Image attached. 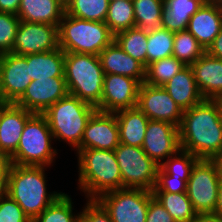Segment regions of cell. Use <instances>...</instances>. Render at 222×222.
I'll return each instance as SVG.
<instances>
[{
  "mask_svg": "<svg viewBox=\"0 0 222 222\" xmlns=\"http://www.w3.org/2000/svg\"><path fill=\"white\" fill-rule=\"evenodd\" d=\"M142 149L159 166L180 149L178 127L170 122L149 120Z\"/></svg>",
  "mask_w": 222,
  "mask_h": 222,
  "instance_id": "2e32d148",
  "label": "cell"
},
{
  "mask_svg": "<svg viewBox=\"0 0 222 222\" xmlns=\"http://www.w3.org/2000/svg\"><path fill=\"white\" fill-rule=\"evenodd\" d=\"M115 115L119 127V142L142 147L149 118L138 107L117 111Z\"/></svg>",
  "mask_w": 222,
  "mask_h": 222,
  "instance_id": "cb8c5ba5",
  "label": "cell"
},
{
  "mask_svg": "<svg viewBox=\"0 0 222 222\" xmlns=\"http://www.w3.org/2000/svg\"><path fill=\"white\" fill-rule=\"evenodd\" d=\"M206 52L215 58L222 60V29L215 37L213 43L207 48Z\"/></svg>",
  "mask_w": 222,
  "mask_h": 222,
  "instance_id": "7bdbcfd3",
  "label": "cell"
},
{
  "mask_svg": "<svg viewBox=\"0 0 222 222\" xmlns=\"http://www.w3.org/2000/svg\"><path fill=\"white\" fill-rule=\"evenodd\" d=\"M212 160L216 163L218 167L219 175L222 179V149L218 152V154Z\"/></svg>",
  "mask_w": 222,
  "mask_h": 222,
  "instance_id": "7dc6e473",
  "label": "cell"
},
{
  "mask_svg": "<svg viewBox=\"0 0 222 222\" xmlns=\"http://www.w3.org/2000/svg\"><path fill=\"white\" fill-rule=\"evenodd\" d=\"M191 222H222V218L214 214H197Z\"/></svg>",
  "mask_w": 222,
  "mask_h": 222,
  "instance_id": "f6af8a7d",
  "label": "cell"
},
{
  "mask_svg": "<svg viewBox=\"0 0 222 222\" xmlns=\"http://www.w3.org/2000/svg\"><path fill=\"white\" fill-rule=\"evenodd\" d=\"M77 151L78 188L85 199H97L104 193L122 189V176L114 150Z\"/></svg>",
  "mask_w": 222,
  "mask_h": 222,
  "instance_id": "3957f363",
  "label": "cell"
},
{
  "mask_svg": "<svg viewBox=\"0 0 222 222\" xmlns=\"http://www.w3.org/2000/svg\"><path fill=\"white\" fill-rule=\"evenodd\" d=\"M163 87L182 111L190 109L204 99L197 88L190 66L182 68Z\"/></svg>",
  "mask_w": 222,
  "mask_h": 222,
  "instance_id": "7402d4cb",
  "label": "cell"
},
{
  "mask_svg": "<svg viewBox=\"0 0 222 222\" xmlns=\"http://www.w3.org/2000/svg\"><path fill=\"white\" fill-rule=\"evenodd\" d=\"M222 29L220 1L207 0L189 19L187 30L207 50Z\"/></svg>",
  "mask_w": 222,
  "mask_h": 222,
  "instance_id": "ac0fdd59",
  "label": "cell"
},
{
  "mask_svg": "<svg viewBox=\"0 0 222 222\" xmlns=\"http://www.w3.org/2000/svg\"><path fill=\"white\" fill-rule=\"evenodd\" d=\"M221 177L213 160L199 159L191 170L186 193L197 214H213Z\"/></svg>",
  "mask_w": 222,
  "mask_h": 222,
  "instance_id": "9c48e42d",
  "label": "cell"
},
{
  "mask_svg": "<svg viewBox=\"0 0 222 222\" xmlns=\"http://www.w3.org/2000/svg\"><path fill=\"white\" fill-rule=\"evenodd\" d=\"M59 47L64 52L99 53L114 41L105 22L90 21L64 14L58 27Z\"/></svg>",
  "mask_w": 222,
  "mask_h": 222,
  "instance_id": "8992f818",
  "label": "cell"
},
{
  "mask_svg": "<svg viewBox=\"0 0 222 222\" xmlns=\"http://www.w3.org/2000/svg\"><path fill=\"white\" fill-rule=\"evenodd\" d=\"M96 111L94 106L67 94L51 105L43 115L54 141H65L76 150L80 146L89 119Z\"/></svg>",
  "mask_w": 222,
  "mask_h": 222,
  "instance_id": "5b68a950",
  "label": "cell"
},
{
  "mask_svg": "<svg viewBox=\"0 0 222 222\" xmlns=\"http://www.w3.org/2000/svg\"><path fill=\"white\" fill-rule=\"evenodd\" d=\"M174 33L167 29L160 28L148 32L146 67L162 58H167L173 54Z\"/></svg>",
  "mask_w": 222,
  "mask_h": 222,
  "instance_id": "d6a6232c",
  "label": "cell"
},
{
  "mask_svg": "<svg viewBox=\"0 0 222 222\" xmlns=\"http://www.w3.org/2000/svg\"><path fill=\"white\" fill-rule=\"evenodd\" d=\"M52 143L53 134L45 116L34 113L26 121L17 150L11 156L12 164L50 167L58 155Z\"/></svg>",
  "mask_w": 222,
  "mask_h": 222,
  "instance_id": "52a82bcc",
  "label": "cell"
},
{
  "mask_svg": "<svg viewBox=\"0 0 222 222\" xmlns=\"http://www.w3.org/2000/svg\"><path fill=\"white\" fill-rule=\"evenodd\" d=\"M70 196L64 192L32 222H78L80 212H73L74 203Z\"/></svg>",
  "mask_w": 222,
  "mask_h": 222,
  "instance_id": "e575fe53",
  "label": "cell"
},
{
  "mask_svg": "<svg viewBox=\"0 0 222 222\" xmlns=\"http://www.w3.org/2000/svg\"><path fill=\"white\" fill-rule=\"evenodd\" d=\"M21 0H0V12L17 14Z\"/></svg>",
  "mask_w": 222,
  "mask_h": 222,
  "instance_id": "ee69618b",
  "label": "cell"
},
{
  "mask_svg": "<svg viewBox=\"0 0 222 222\" xmlns=\"http://www.w3.org/2000/svg\"><path fill=\"white\" fill-rule=\"evenodd\" d=\"M45 166L12 164L4 193L15 200L31 221L40 215L63 192H48Z\"/></svg>",
  "mask_w": 222,
  "mask_h": 222,
  "instance_id": "7a4b0ae2",
  "label": "cell"
},
{
  "mask_svg": "<svg viewBox=\"0 0 222 222\" xmlns=\"http://www.w3.org/2000/svg\"><path fill=\"white\" fill-rule=\"evenodd\" d=\"M207 0H164L162 28L176 33L187 30L189 19Z\"/></svg>",
  "mask_w": 222,
  "mask_h": 222,
  "instance_id": "d4e9b609",
  "label": "cell"
},
{
  "mask_svg": "<svg viewBox=\"0 0 222 222\" xmlns=\"http://www.w3.org/2000/svg\"><path fill=\"white\" fill-rule=\"evenodd\" d=\"M0 222H32L15 200L0 193Z\"/></svg>",
  "mask_w": 222,
  "mask_h": 222,
  "instance_id": "74e56055",
  "label": "cell"
},
{
  "mask_svg": "<svg viewBox=\"0 0 222 222\" xmlns=\"http://www.w3.org/2000/svg\"><path fill=\"white\" fill-rule=\"evenodd\" d=\"M214 215L222 218V179L219 183L218 195H217V205L214 210Z\"/></svg>",
  "mask_w": 222,
  "mask_h": 222,
  "instance_id": "bcb514c9",
  "label": "cell"
},
{
  "mask_svg": "<svg viewBox=\"0 0 222 222\" xmlns=\"http://www.w3.org/2000/svg\"><path fill=\"white\" fill-rule=\"evenodd\" d=\"M198 160L195 155L180 149L176 154L164 160L159 167L171 177L180 178L187 183L191 170Z\"/></svg>",
  "mask_w": 222,
  "mask_h": 222,
  "instance_id": "d590c367",
  "label": "cell"
},
{
  "mask_svg": "<svg viewBox=\"0 0 222 222\" xmlns=\"http://www.w3.org/2000/svg\"><path fill=\"white\" fill-rule=\"evenodd\" d=\"M178 130L181 149L198 159L212 160L222 149V123L213 99L183 111Z\"/></svg>",
  "mask_w": 222,
  "mask_h": 222,
  "instance_id": "6da1fadb",
  "label": "cell"
},
{
  "mask_svg": "<svg viewBox=\"0 0 222 222\" xmlns=\"http://www.w3.org/2000/svg\"><path fill=\"white\" fill-rule=\"evenodd\" d=\"M134 7L135 27L152 32L162 28L164 0H132Z\"/></svg>",
  "mask_w": 222,
  "mask_h": 222,
  "instance_id": "4316f807",
  "label": "cell"
},
{
  "mask_svg": "<svg viewBox=\"0 0 222 222\" xmlns=\"http://www.w3.org/2000/svg\"><path fill=\"white\" fill-rule=\"evenodd\" d=\"M33 114L15 103L1 105L0 152L10 157L16 152L26 121Z\"/></svg>",
  "mask_w": 222,
  "mask_h": 222,
  "instance_id": "d6986e66",
  "label": "cell"
},
{
  "mask_svg": "<svg viewBox=\"0 0 222 222\" xmlns=\"http://www.w3.org/2000/svg\"><path fill=\"white\" fill-rule=\"evenodd\" d=\"M205 52L206 49L188 30L174 33L172 56L177 58L184 65H192Z\"/></svg>",
  "mask_w": 222,
  "mask_h": 222,
  "instance_id": "4dcf8cb0",
  "label": "cell"
},
{
  "mask_svg": "<svg viewBox=\"0 0 222 222\" xmlns=\"http://www.w3.org/2000/svg\"><path fill=\"white\" fill-rule=\"evenodd\" d=\"M213 100H222V90Z\"/></svg>",
  "mask_w": 222,
  "mask_h": 222,
  "instance_id": "f907efd6",
  "label": "cell"
},
{
  "mask_svg": "<svg viewBox=\"0 0 222 222\" xmlns=\"http://www.w3.org/2000/svg\"><path fill=\"white\" fill-rule=\"evenodd\" d=\"M140 83L131 77L105 74L102 100L97 111L115 113L137 107Z\"/></svg>",
  "mask_w": 222,
  "mask_h": 222,
  "instance_id": "4fadbf2b",
  "label": "cell"
},
{
  "mask_svg": "<svg viewBox=\"0 0 222 222\" xmlns=\"http://www.w3.org/2000/svg\"><path fill=\"white\" fill-rule=\"evenodd\" d=\"M114 152L122 176V188L154 189L159 165L142 147L119 143Z\"/></svg>",
  "mask_w": 222,
  "mask_h": 222,
  "instance_id": "ba28073f",
  "label": "cell"
},
{
  "mask_svg": "<svg viewBox=\"0 0 222 222\" xmlns=\"http://www.w3.org/2000/svg\"><path fill=\"white\" fill-rule=\"evenodd\" d=\"M61 4H63L65 7L71 0H58Z\"/></svg>",
  "mask_w": 222,
  "mask_h": 222,
  "instance_id": "681fc988",
  "label": "cell"
},
{
  "mask_svg": "<svg viewBox=\"0 0 222 222\" xmlns=\"http://www.w3.org/2000/svg\"><path fill=\"white\" fill-rule=\"evenodd\" d=\"M31 81L27 55L0 54V92L6 103H15Z\"/></svg>",
  "mask_w": 222,
  "mask_h": 222,
  "instance_id": "9a60e30c",
  "label": "cell"
},
{
  "mask_svg": "<svg viewBox=\"0 0 222 222\" xmlns=\"http://www.w3.org/2000/svg\"><path fill=\"white\" fill-rule=\"evenodd\" d=\"M137 107L149 118L170 122L177 127L183 116L182 109L176 104L163 86L140 84Z\"/></svg>",
  "mask_w": 222,
  "mask_h": 222,
  "instance_id": "7c38bea8",
  "label": "cell"
},
{
  "mask_svg": "<svg viewBox=\"0 0 222 222\" xmlns=\"http://www.w3.org/2000/svg\"><path fill=\"white\" fill-rule=\"evenodd\" d=\"M105 23L114 35L135 27L132 0L110 1Z\"/></svg>",
  "mask_w": 222,
  "mask_h": 222,
  "instance_id": "f546056e",
  "label": "cell"
},
{
  "mask_svg": "<svg viewBox=\"0 0 222 222\" xmlns=\"http://www.w3.org/2000/svg\"><path fill=\"white\" fill-rule=\"evenodd\" d=\"M64 77L68 94L95 108L100 105L105 74L99 56L65 52Z\"/></svg>",
  "mask_w": 222,
  "mask_h": 222,
  "instance_id": "277c9868",
  "label": "cell"
},
{
  "mask_svg": "<svg viewBox=\"0 0 222 222\" xmlns=\"http://www.w3.org/2000/svg\"><path fill=\"white\" fill-rule=\"evenodd\" d=\"M186 185L184 180L171 177L159 167L156 184L152 192L185 193Z\"/></svg>",
  "mask_w": 222,
  "mask_h": 222,
  "instance_id": "ab89813d",
  "label": "cell"
},
{
  "mask_svg": "<svg viewBox=\"0 0 222 222\" xmlns=\"http://www.w3.org/2000/svg\"><path fill=\"white\" fill-rule=\"evenodd\" d=\"M145 222H176L162 204L153 196L150 191V202Z\"/></svg>",
  "mask_w": 222,
  "mask_h": 222,
  "instance_id": "60d3db41",
  "label": "cell"
},
{
  "mask_svg": "<svg viewBox=\"0 0 222 222\" xmlns=\"http://www.w3.org/2000/svg\"><path fill=\"white\" fill-rule=\"evenodd\" d=\"M104 74H118L136 79L140 84L145 81V67L124 52L113 41L99 53Z\"/></svg>",
  "mask_w": 222,
  "mask_h": 222,
  "instance_id": "ffe728a7",
  "label": "cell"
},
{
  "mask_svg": "<svg viewBox=\"0 0 222 222\" xmlns=\"http://www.w3.org/2000/svg\"><path fill=\"white\" fill-rule=\"evenodd\" d=\"M67 94L65 77L36 79L31 81L15 104L32 113L43 114Z\"/></svg>",
  "mask_w": 222,
  "mask_h": 222,
  "instance_id": "5bb4252c",
  "label": "cell"
},
{
  "mask_svg": "<svg viewBox=\"0 0 222 222\" xmlns=\"http://www.w3.org/2000/svg\"><path fill=\"white\" fill-rule=\"evenodd\" d=\"M113 222H145L150 191L122 188L109 191L96 199Z\"/></svg>",
  "mask_w": 222,
  "mask_h": 222,
  "instance_id": "30bf717a",
  "label": "cell"
},
{
  "mask_svg": "<svg viewBox=\"0 0 222 222\" xmlns=\"http://www.w3.org/2000/svg\"><path fill=\"white\" fill-rule=\"evenodd\" d=\"M185 66L174 56L152 62L145 68L144 83L150 86H163Z\"/></svg>",
  "mask_w": 222,
  "mask_h": 222,
  "instance_id": "1f68e13d",
  "label": "cell"
},
{
  "mask_svg": "<svg viewBox=\"0 0 222 222\" xmlns=\"http://www.w3.org/2000/svg\"><path fill=\"white\" fill-rule=\"evenodd\" d=\"M78 222H113L108 212L96 199H87Z\"/></svg>",
  "mask_w": 222,
  "mask_h": 222,
  "instance_id": "f35d334b",
  "label": "cell"
},
{
  "mask_svg": "<svg viewBox=\"0 0 222 222\" xmlns=\"http://www.w3.org/2000/svg\"><path fill=\"white\" fill-rule=\"evenodd\" d=\"M20 21L17 14L0 12V54L12 52Z\"/></svg>",
  "mask_w": 222,
  "mask_h": 222,
  "instance_id": "8d00e7d4",
  "label": "cell"
},
{
  "mask_svg": "<svg viewBox=\"0 0 222 222\" xmlns=\"http://www.w3.org/2000/svg\"><path fill=\"white\" fill-rule=\"evenodd\" d=\"M65 52L59 47L43 53L27 55L29 77L32 81L47 77H64Z\"/></svg>",
  "mask_w": 222,
  "mask_h": 222,
  "instance_id": "484cf974",
  "label": "cell"
},
{
  "mask_svg": "<svg viewBox=\"0 0 222 222\" xmlns=\"http://www.w3.org/2000/svg\"><path fill=\"white\" fill-rule=\"evenodd\" d=\"M216 105H217V108H218V111H219V116H220V120H221V123H222V100H214Z\"/></svg>",
  "mask_w": 222,
  "mask_h": 222,
  "instance_id": "c3c4849f",
  "label": "cell"
},
{
  "mask_svg": "<svg viewBox=\"0 0 222 222\" xmlns=\"http://www.w3.org/2000/svg\"><path fill=\"white\" fill-rule=\"evenodd\" d=\"M59 25L20 21L11 53L25 56L59 48Z\"/></svg>",
  "mask_w": 222,
  "mask_h": 222,
  "instance_id": "8fae6325",
  "label": "cell"
},
{
  "mask_svg": "<svg viewBox=\"0 0 222 222\" xmlns=\"http://www.w3.org/2000/svg\"><path fill=\"white\" fill-rule=\"evenodd\" d=\"M109 0H71L65 13L84 20L105 22Z\"/></svg>",
  "mask_w": 222,
  "mask_h": 222,
  "instance_id": "836d02e7",
  "label": "cell"
},
{
  "mask_svg": "<svg viewBox=\"0 0 222 222\" xmlns=\"http://www.w3.org/2000/svg\"><path fill=\"white\" fill-rule=\"evenodd\" d=\"M65 6L58 0H21L17 16L21 21L59 25Z\"/></svg>",
  "mask_w": 222,
  "mask_h": 222,
  "instance_id": "603a6c76",
  "label": "cell"
},
{
  "mask_svg": "<svg viewBox=\"0 0 222 222\" xmlns=\"http://www.w3.org/2000/svg\"><path fill=\"white\" fill-rule=\"evenodd\" d=\"M119 143V127L115 113L96 111L89 119L80 146L76 150H114Z\"/></svg>",
  "mask_w": 222,
  "mask_h": 222,
  "instance_id": "e0dca14e",
  "label": "cell"
},
{
  "mask_svg": "<svg viewBox=\"0 0 222 222\" xmlns=\"http://www.w3.org/2000/svg\"><path fill=\"white\" fill-rule=\"evenodd\" d=\"M148 32L137 27L129 28L114 35L119 47L146 68Z\"/></svg>",
  "mask_w": 222,
  "mask_h": 222,
  "instance_id": "f1b7e54d",
  "label": "cell"
},
{
  "mask_svg": "<svg viewBox=\"0 0 222 222\" xmlns=\"http://www.w3.org/2000/svg\"><path fill=\"white\" fill-rule=\"evenodd\" d=\"M5 103V101L2 98L1 92H0V106L3 105Z\"/></svg>",
  "mask_w": 222,
  "mask_h": 222,
  "instance_id": "816d5d0a",
  "label": "cell"
},
{
  "mask_svg": "<svg viewBox=\"0 0 222 222\" xmlns=\"http://www.w3.org/2000/svg\"><path fill=\"white\" fill-rule=\"evenodd\" d=\"M11 165V157L0 152V193L4 192Z\"/></svg>",
  "mask_w": 222,
  "mask_h": 222,
  "instance_id": "b9f144b4",
  "label": "cell"
},
{
  "mask_svg": "<svg viewBox=\"0 0 222 222\" xmlns=\"http://www.w3.org/2000/svg\"><path fill=\"white\" fill-rule=\"evenodd\" d=\"M190 67L201 96L215 98L222 90V60L205 52Z\"/></svg>",
  "mask_w": 222,
  "mask_h": 222,
  "instance_id": "44dd1931",
  "label": "cell"
},
{
  "mask_svg": "<svg viewBox=\"0 0 222 222\" xmlns=\"http://www.w3.org/2000/svg\"><path fill=\"white\" fill-rule=\"evenodd\" d=\"M176 222H191L197 215L187 193L152 192Z\"/></svg>",
  "mask_w": 222,
  "mask_h": 222,
  "instance_id": "83f0119b",
  "label": "cell"
}]
</instances>
